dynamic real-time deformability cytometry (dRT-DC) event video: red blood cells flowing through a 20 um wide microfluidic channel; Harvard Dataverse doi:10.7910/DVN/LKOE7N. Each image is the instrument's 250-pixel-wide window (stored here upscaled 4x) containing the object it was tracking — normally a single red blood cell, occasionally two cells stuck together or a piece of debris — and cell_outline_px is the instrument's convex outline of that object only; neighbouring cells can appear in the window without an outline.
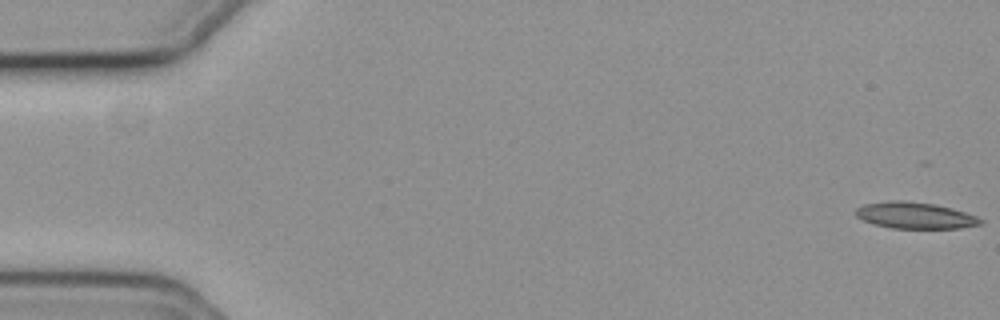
{"species": "common noctule bat (a hibernating species)", "species_latin": "Nyctalus noctula", "temperature_condition": "cold", "stored_images_in_passage": 9, "camera_frame_rate_fps": 3000, "um_per_image_px": 0.085, "animal": {"sex": "female", "body_mass_g": 19.3, "forearm_length_mm": 54.1}, "frame": {"image": 1, "passage_image": 1, "time_ms": 0.0, "image_size_px": [1000, 320], "cell_outline_px": [[984, 224], [960, 228], [892, 228], [876, 224], [864, 220], [856, 216], [856, 208], [864, 204], [892, 200], [904, 200], [936, 204], [952, 208], [976, 216], [984, 220]], "centroid_in_image_um": [77.82, 18.3], "position_along_channel_um": 7.2, "area_um2": 19.19}}